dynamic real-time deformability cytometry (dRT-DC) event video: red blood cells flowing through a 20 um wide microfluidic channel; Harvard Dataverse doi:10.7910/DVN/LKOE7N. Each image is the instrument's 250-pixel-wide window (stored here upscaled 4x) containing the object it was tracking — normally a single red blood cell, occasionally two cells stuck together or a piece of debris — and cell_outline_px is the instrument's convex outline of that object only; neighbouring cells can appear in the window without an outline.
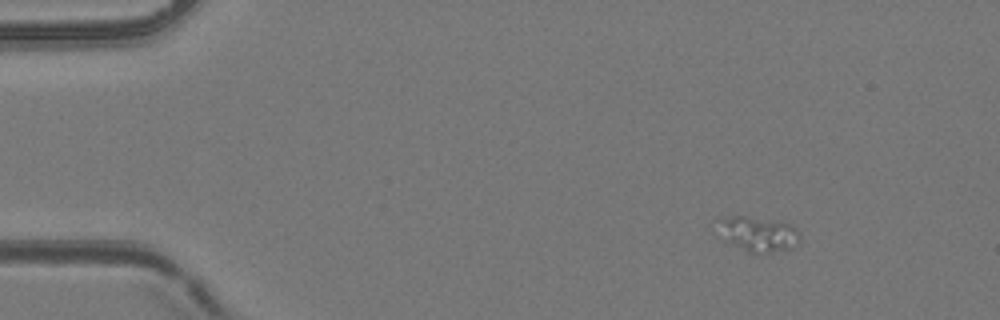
{"species": "common noctule bat (a hibernating species)", "species_latin": "Nyctalus noctula", "temperature_condition": "room temperature", "stored_images_in_passage": 41, "camera_frame_rate_fps": 3000, "um_per_image_px": 0.085, "animal": {"sex": "female", "body_mass_g": 24.6, "forearm_length_mm": 56.2}, "frame": {"image": 1, "passage_image": 3, "time_ms": 0.667, "image_size_px": [1000, 320], "cell_outline_px": [[800, 240], [792, 248], [768, 252], [748, 252], [724, 240], [724, 220], [732, 216], [744, 216], [788, 224], [796, 228], [800, 236]], "centroid_in_image_um": [64.57, 19.93], "position_along_channel_um": 20.4, "area_um2": 15.49}}
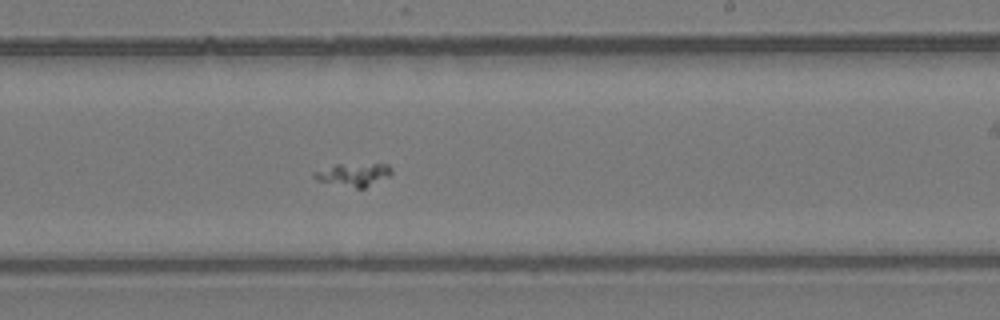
{"frame": {"image": 2, "passage_image": 29, "time_ms": 9.333, "image_size_px": [1000, 320], "cell_outline_px": [[392, 172], [388, 176], [364, 188], [356, 188], [320, 180], [312, 176], [312, 172], [336, 164], [388, 164], [392, 168]], "centroid_in_image_um": [30.07, 14.82], "position_along_channel_um": 258.9, "area_um2": 10.06}}